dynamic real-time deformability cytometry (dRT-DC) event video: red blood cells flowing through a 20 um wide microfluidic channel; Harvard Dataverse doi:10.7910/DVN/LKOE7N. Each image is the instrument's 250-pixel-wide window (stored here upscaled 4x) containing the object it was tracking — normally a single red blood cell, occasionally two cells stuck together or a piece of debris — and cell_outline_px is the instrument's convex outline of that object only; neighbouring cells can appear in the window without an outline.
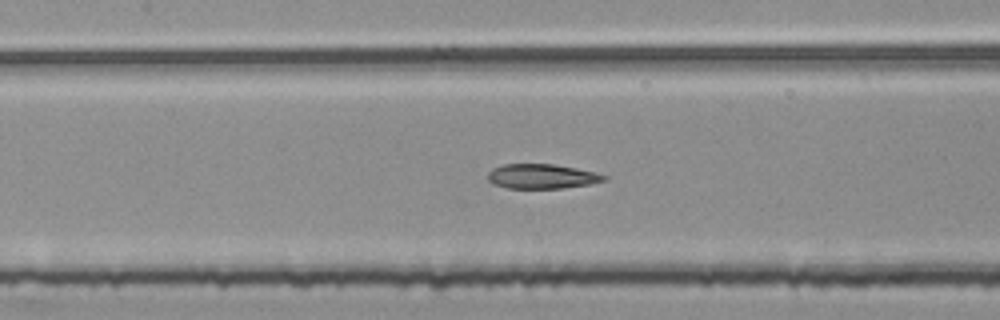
{"species": "common noctule bat (a hibernating species)", "species_latin": "Nyctalus noctula", "temperature_condition": "room temperature", "stored_images_in_passage": 54, "segment_of_instrument_passage": [2, 2], "camera_frame_rate_fps": 3000, "um_per_image_px": 0.085, "animal": {"sex": "female", "body_mass_g": 25.1}, "frame": {"image": 1, "passage_image": 24, "time_ms": 7.667, "image_size_px": [1000, 320], "cell_outline_px": [[608, 176], [604, 180], [588, 184], [560, 188], [508, 188], [492, 184], [488, 180], [488, 172], [492, 168], [504, 164], [556, 164], [596, 172]], "centroid_in_image_um": [46.02, 14.98], "position_along_channel_um": 161.4, "area_um2": 16.65}}
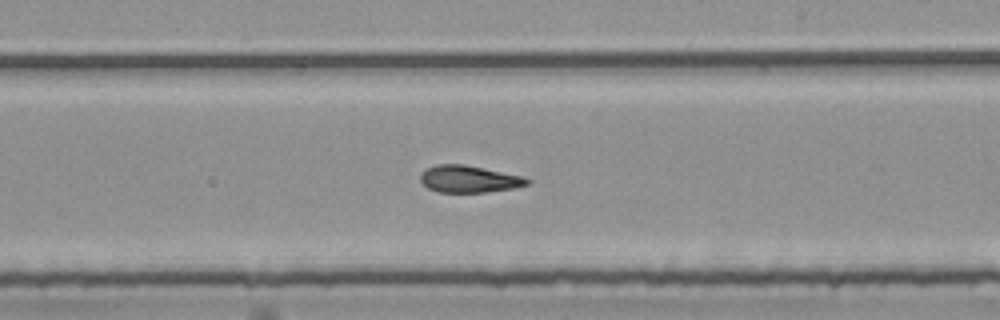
{"frame": {"image": 2, "passage_image": 31, "time_ms": 10.0, "image_size_px": [1000, 320], "cell_outline_px": [[532, 180], [528, 184], [512, 188], [484, 192], [440, 192], [428, 188], [420, 180], [420, 176], [428, 168], [436, 164], [464, 164], [520, 176]], "centroid_in_image_um": [39.85, 15.22], "position_along_channel_um": 249.2, "area_um2": 16.42}}
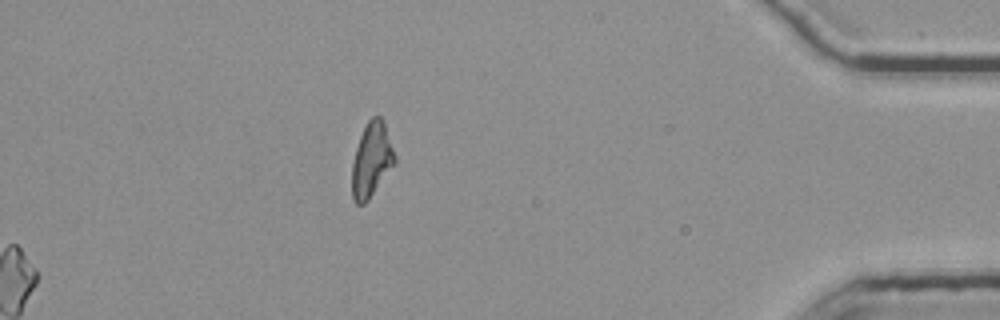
{"frame": {"image": 3, "passage_image": 54, "time_ms": 17.667, "image_size_px": [1000, 320], "cell_outline_px": [[396, 164], [368, 200], [364, 204], [356, 204], [352, 200], [352, 164], [356, 148], [360, 136], [368, 120], [372, 116], [380, 116], [384, 124], [396, 156]], "centroid_in_image_um": [31.58, 13.63], "position_along_channel_um": 403.6, "area_um2": 18.55}}